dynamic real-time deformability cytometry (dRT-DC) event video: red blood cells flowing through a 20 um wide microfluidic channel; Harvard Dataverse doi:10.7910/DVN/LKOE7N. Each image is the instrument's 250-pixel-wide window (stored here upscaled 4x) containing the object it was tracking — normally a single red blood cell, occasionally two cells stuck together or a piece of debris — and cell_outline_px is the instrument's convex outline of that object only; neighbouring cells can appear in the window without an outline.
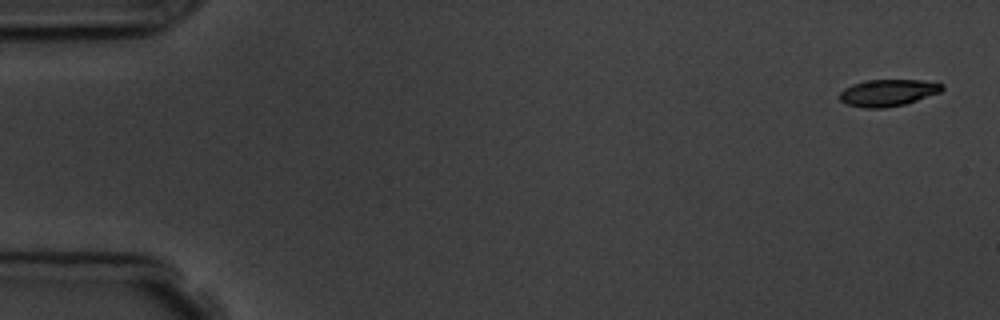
{"species": "common noctule bat (a hibernating species)", "species_latin": "Nyctalus noctula", "temperature_condition": "room temperature", "stored_images_in_passage": 6, "segment_of_instrument_passage": [2, 2], "camera_frame_rate_fps": 3000, "um_per_image_px": 0.085, "animal": {"sex": "male", "body_mass_g": 19.5, "forearm_length_mm": 54.6}, "frame": {"image": 1, "passage_image": 6, "time_ms": 6.667, "image_size_px": [1000, 320], "cell_outline_px": [[944, 88], [940, 92], [904, 104], [884, 108], [864, 108], [848, 104], [840, 100], [840, 92], [844, 88], [852, 84], [864, 80], [920, 80], [944, 84]], "centroid_in_image_um": [75.45, 7.87], "position_along_channel_um": 9.5, "area_um2": 15.9}}